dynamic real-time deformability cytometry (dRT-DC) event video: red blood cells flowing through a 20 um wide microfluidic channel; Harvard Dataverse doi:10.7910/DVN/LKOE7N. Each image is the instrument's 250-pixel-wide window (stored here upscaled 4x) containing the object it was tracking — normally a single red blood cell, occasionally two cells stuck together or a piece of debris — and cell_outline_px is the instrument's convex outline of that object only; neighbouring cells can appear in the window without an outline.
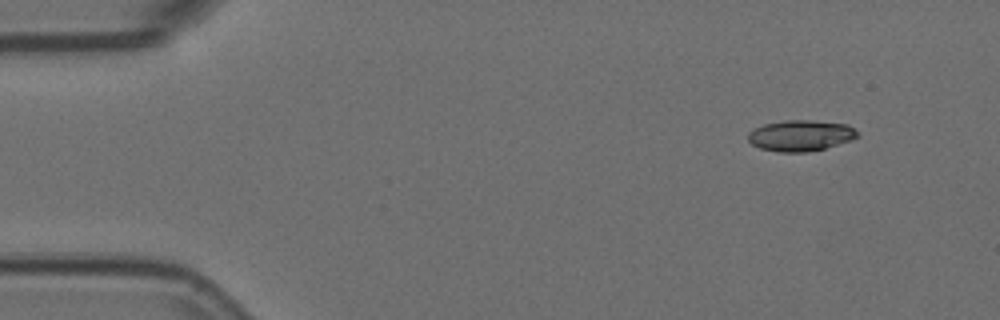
{"species": "Egyptian fruit bat (a non-hibernating species)", "species_latin": "Rousettus aegyptiacus", "temperature_condition": "room temperature", "stored_images_in_passage": 5, "segment_of_instrument_passage": [1, 2], "camera_frame_rate_fps": 3000, "um_per_image_px": 0.085, "animal": {"sex": "female"}, "frame": {"image": 1, "passage_image": 1, "time_ms": 0.0, "image_size_px": [1000, 320], "cell_outline_px": [[860, 136], [852, 140], [824, 148], [808, 152], [776, 152], [760, 148], [752, 144], [748, 140], [748, 132], [764, 124], [784, 120], [808, 120], [848, 124], [860, 132]], "centroid_in_image_um": [68.08, 11.52], "position_along_channel_um": 16.9, "area_um2": 19.88}}